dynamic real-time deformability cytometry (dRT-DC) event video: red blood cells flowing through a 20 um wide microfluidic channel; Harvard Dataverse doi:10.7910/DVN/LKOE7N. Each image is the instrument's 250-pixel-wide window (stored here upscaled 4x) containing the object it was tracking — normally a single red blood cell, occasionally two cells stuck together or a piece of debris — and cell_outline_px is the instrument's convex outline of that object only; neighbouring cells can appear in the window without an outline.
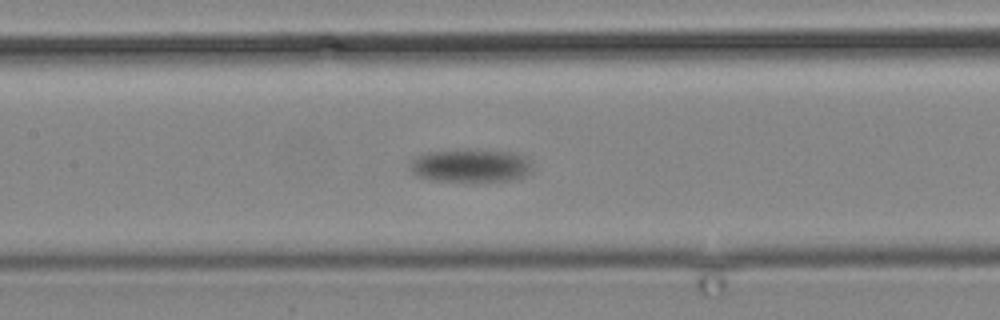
{"species": "common noctule bat (a hibernating species)", "species_latin": "Nyctalus noctula", "temperature_condition": "cold", "stored_images_in_passage": 16, "camera_frame_rate_fps": 3000, "um_per_image_px": 0.085, "animal": {"sex": "male", "body_mass_g": 19.2, "forearm_length_mm": 51.8}, "frame": {"image": 1, "passage_image": 16, "time_ms": 18.333, "image_size_px": [1000, 320], "cell_outline_px": [[532, 172], [524, 176], [512, 180], [432, 180], [416, 176], [412, 172], [408, 164], [416, 156], [428, 152], [468, 148], [516, 152], [532, 160]], "centroid_in_image_um": [40.03, 14.04], "position_along_channel_um": 167.4, "area_um2": 23.99}}